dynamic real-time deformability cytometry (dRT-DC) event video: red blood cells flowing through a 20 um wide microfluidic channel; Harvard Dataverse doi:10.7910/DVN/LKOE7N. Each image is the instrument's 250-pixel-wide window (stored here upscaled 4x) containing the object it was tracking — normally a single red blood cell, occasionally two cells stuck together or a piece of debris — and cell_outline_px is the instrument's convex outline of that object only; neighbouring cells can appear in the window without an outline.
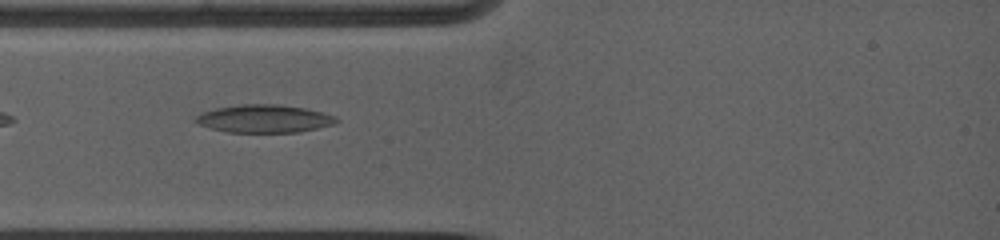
{"species": "common noctule bat (a hibernating species)", "species_latin": "Nyctalus noctula", "temperature_condition": "warm", "stored_images_in_passage": 63, "camera_frame_rate_fps": 5000, "um_per_image_px": 0.085, "animal": {"sex": "female", "body_mass_g": 19.0, "forearm_length_mm": 53.3}, "frame": {"image": 1, "passage_image": 5, "time_ms": 0.6, "image_size_px": [1000, 240], "cell_outline_px": [[340, 120], [332, 124], [316, 128], [296, 132], [228, 132], [212, 128], [200, 124], [196, 120], [196, 116], [204, 112], [216, 108], [244, 104], [276, 104], [304, 108], [320, 112], [332, 116]], "centroid_in_image_um": [22.45, 10.09], "position_along_channel_um": 62.6, "area_um2": 22.25}}
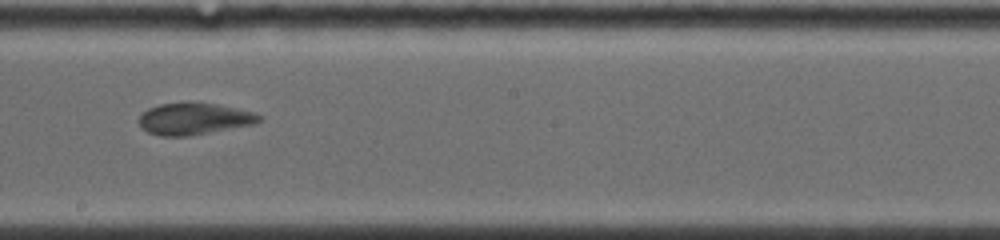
{"frame": {"image": 2, "passage_image": 24, "time_ms": 5.0, "image_size_px": [1000, 240], "cell_outline_px": [[260, 120], [248, 124], [180, 136], [164, 136], [148, 132], [140, 124], [140, 116], [148, 108], [160, 104], [184, 100], [196, 100], [216, 104], [252, 112], [260, 116]], "centroid_in_image_um": [16.39, 10.03], "position_along_channel_um": 231.8, "area_um2": 21.62}}
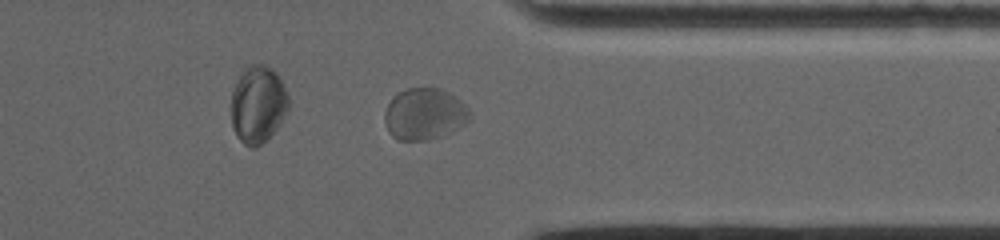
{"frame": {"image": 3, "passage_image": 36, "time_ms": 8.8, "image_size_px": [1000, 240], "cell_outline_px": [[472, 116], [464, 124], [440, 136], [428, 140], [396, 140], [388, 132], [384, 120], [384, 112], [392, 96], [396, 92], [404, 88], [440, 88], [448, 92], [460, 100], [472, 112]], "centroid_in_image_um": [36.04, 9.68], "position_along_channel_um": 375.4, "area_um2": 25.78}, "authors_computed_cell_mechanics": {"area_um2": 23.0622, "velocity_mm_per_s": 3.8466, "shape_relaxation_time_tau1_ms": null, "shape_relaxation_time_tau2_ms": 1.8409, "deformation_change_tau1": null, "deformation_change_tau2": 0.0696}}